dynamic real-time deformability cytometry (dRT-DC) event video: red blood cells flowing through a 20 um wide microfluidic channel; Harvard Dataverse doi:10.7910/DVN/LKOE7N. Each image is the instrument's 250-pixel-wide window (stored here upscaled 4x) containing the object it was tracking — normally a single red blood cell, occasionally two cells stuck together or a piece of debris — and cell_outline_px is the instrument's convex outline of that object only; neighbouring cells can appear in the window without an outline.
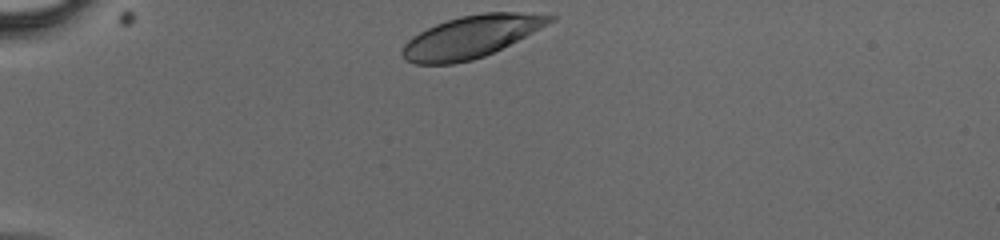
{"species": "human", "species_latin": "Homo sapiens", "temperature_condition": "cold", "stored_images_in_passage": 30, "camera_frame_rate_fps": 3000, "um_per_image_px": 0.085, "donor": {"sex": "male"}, "frame": {"image": 1, "passage_image": 1, "time_ms": 0.0, "image_size_px": [1000, 240], "cell_outline_px": [[556, 20], [484, 56], [472, 60], [452, 64], [416, 64], [404, 60], [404, 44], [412, 36], [436, 24], [460, 16], [484, 12], [516, 12], [556, 16]], "centroid_in_image_um": [40.02, 3.12], "position_along_channel_um": 45.0, "area_um2": 35.55}}
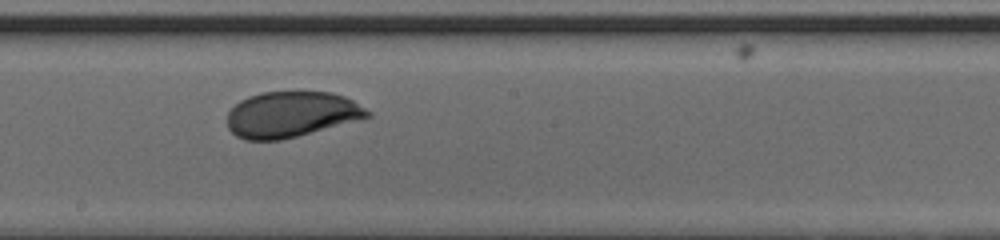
{"frame": {"image": 2, "passage_image": 16, "time_ms": 5.0, "image_size_px": [1000, 240], "cell_outline_px": [[372, 116], [364, 120], [280, 140], [244, 140], [236, 136], [228, 128], [228, 112], [240, 100], [248, 96], [260, 92], [332, 92], [344, 96], [352, 100], [372, 112]], "centroid_in_image_um": [24.8, 9.73], "position_along_channel_um": 223.4, "area_um2": 37.74}}
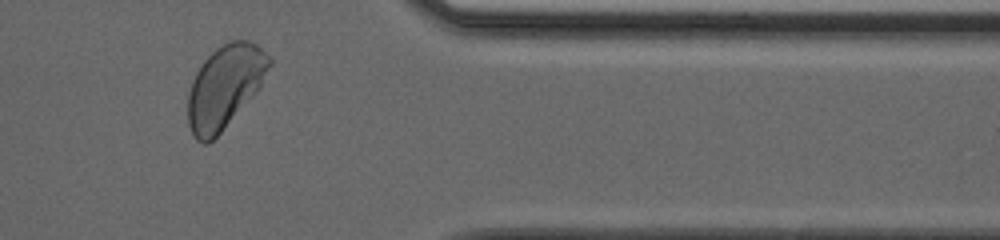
{"frame": {"image": 3, "passage_image": 28, "time_ms": 9.0, "image_size_px": [1000, 240], "cell_outline_px": [[272, 64], [260, 88], [220, 132], [208, 144], [204, 144], [196, 140], [188, 124], [188, 92], [192, 80], [196, 72], [204, 60], [216, 48], [232, 40], [248, 40], [256, 44], [272, 60]], "centroid_in_image_um": [19.11, 7.36], "position_along_channel_um": 392.3, "area_um2": 39.02}}